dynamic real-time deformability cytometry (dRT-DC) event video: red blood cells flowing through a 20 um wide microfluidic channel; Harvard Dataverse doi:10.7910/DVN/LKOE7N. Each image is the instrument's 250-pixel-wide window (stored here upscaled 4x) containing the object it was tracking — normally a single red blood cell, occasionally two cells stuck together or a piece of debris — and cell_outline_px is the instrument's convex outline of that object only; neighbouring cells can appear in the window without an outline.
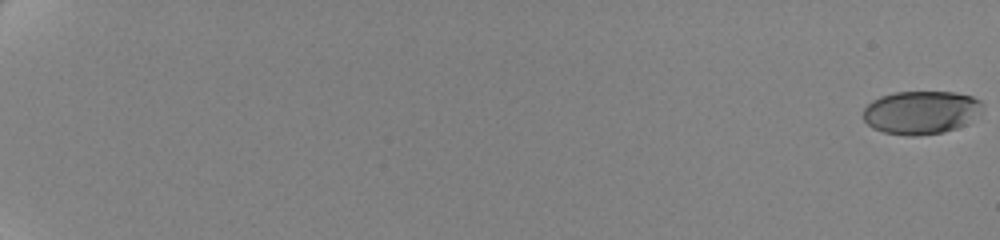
{"species": "human", "species_latin": "Homo sapiens", "temperature_condition": "cold", "stored_images_in_passage": 63, "camera_frame_rate_fps": 3000, "um_per_image_px": 0.085, "donor": {"sex": "female"}, "frame": {"image": 1, "passage_image": 1, "time_ms": 0.0, "image_size_px": [1000, 240], "cell_outline_px": [[984, 104], [980, 112], [964, 124], [956, 128], [944, 132], [916, 136], [908, 136], [884, 132], [872, 128], [864, 120], [864, 108], [872, 100], [880, 96], [896, 92], [952, 92], [972, 96], [980, 100]], "centroid_in_image_um": [78.27, 9.55], "position_along_channel_um": 6.7, "area_um2": 30.0}}
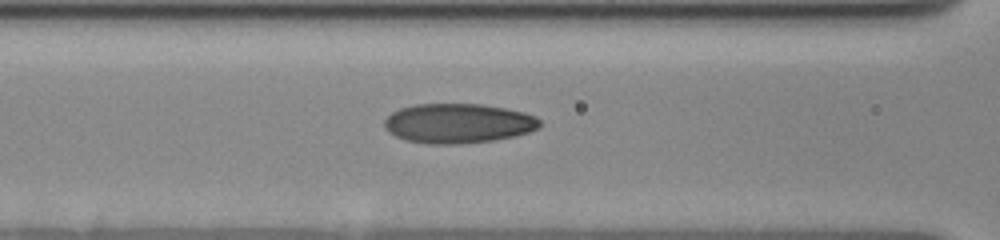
{"frame": {"image": 2, "passage_image": 32, "time_ms": 10.333, "image_size_px": [1000, 240], "cell_outline_px": [[540, 128], [528, 132], [512, 136], [492, 140], [460, 144], [428, 144], [404, 140], [388, 132], [384, 128], [384, 120], [392, 112], [400, 108], [416, 104], [480, 104], [504, 108], [524, 112], [536, 116], [540, 120]], "centroid_in_image_um": [38.92, 10.48], "position_along_channel_um": 127.7, "area_um2": 35.95}}
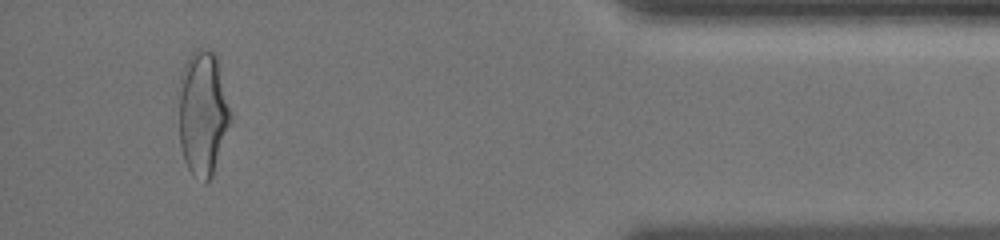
{"frame": {"image": 3, "passage_image": 60, "time_ms": 19.667, "image_size_px": [1000, 240], "cell_outline_px": [[232, 120], [212, 176], [204, 184], [188, 168], [184, 160], [180, 144], [180, 72], [188, 56], [196, 48], [208, 48], [216, 56], [232, 112]], "centroid_in_image_um": [17.26, 9.6], "position_along_channel_um": 417.9, "area_um2": 37.69}, "authors_computed_cell_mechanics": {"area_um2": 34.1598, "velocity_mm_per_s": 3.5215, "shape_relaxation_time_tau1_ms": 4.6756, "shape_relaxation_time_tau2_ms": 1.2148, "deformation_change_tau1": 0.1753, "deformation_change_tau2": 0.0708}}